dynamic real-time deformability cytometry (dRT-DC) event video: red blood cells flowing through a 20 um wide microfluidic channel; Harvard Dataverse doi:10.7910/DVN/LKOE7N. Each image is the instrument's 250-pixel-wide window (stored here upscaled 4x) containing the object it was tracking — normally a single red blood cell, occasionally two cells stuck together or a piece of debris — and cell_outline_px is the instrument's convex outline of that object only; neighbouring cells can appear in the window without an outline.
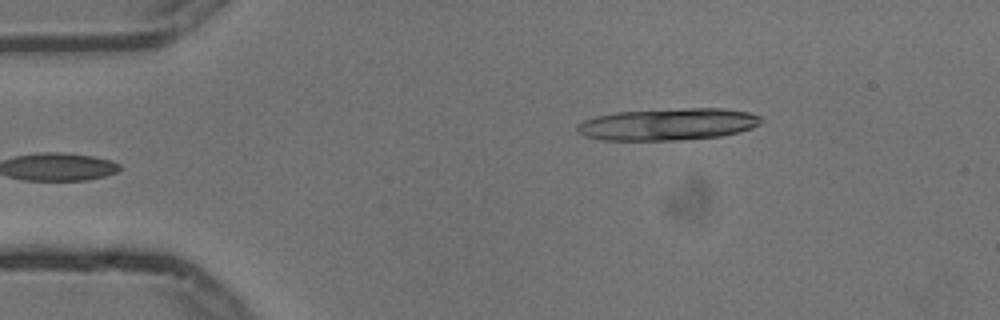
{"species": "common noctule bat (a hibernating species)", "species_latin": "Nyctalus noctula", "temperature_condition": "cold", "stored_images_in_passage": 4, "camera_frame_rate_fps": 3000, "um_per_image_px": 0.085, "animal": {"sex": "male", "body_mass_g": 13.3}, "frame": {"image": 1, "passage_image": 4, "time_ms": 1.0, "image_size_px": [1000, 320], "cell_outline_px": [[760, 124], [752, 128], [740, 132], [720, 136], [676, 140], [604, 140], [584, 136], [576, 132], [576, 124], [584, 120], [596, 116], [616, 112], [684, 108], [724, 108], [748, 112], [760, 116]], "centroid_in_image_um": [56.75, 10.56], "position_along_channel_um": 28.2, "area_um2": 34.33}}